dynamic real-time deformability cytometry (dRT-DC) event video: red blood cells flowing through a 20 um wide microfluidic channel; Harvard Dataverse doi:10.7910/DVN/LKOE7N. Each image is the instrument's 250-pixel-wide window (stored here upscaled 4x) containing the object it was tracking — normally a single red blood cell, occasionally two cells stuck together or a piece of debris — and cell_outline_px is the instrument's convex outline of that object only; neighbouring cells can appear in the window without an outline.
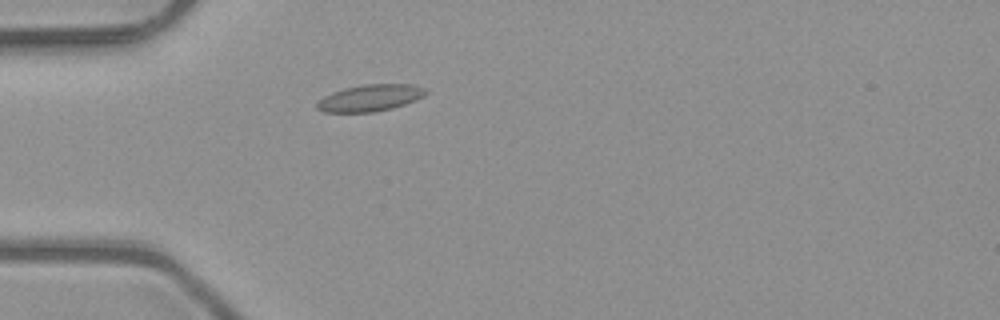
{"species": "common noctule bat (a hibernating species)", "species_latin": "Nyctalus noctula", "temperature_condition": "room temperature", "stored_images_in_passage": 1, "camera_frame_rate_fps": 3000, "um_per_image_px": 0.085, "animal": {"sex": "male", "body_mass_g": 23.1, "forearm_length_mm": 52.7}, "frame": {"image": 1, "passage_image": 1, "time_ms": 0.0, "image_size_px": [1000, 320], "cell_outline_px": [[428, 92], [424, 96], [404, 104], [392, 108], [372, 112], [324, 112], [316, 108], [316, 104], [324, 96], [332, 92], [344, 88], [360, 84], [412, 84], [428, 88]], "centroid_in_image_um": [31.48, 8.31], "position_along_channel_um": 53.5, "area_um2": 16.99}}